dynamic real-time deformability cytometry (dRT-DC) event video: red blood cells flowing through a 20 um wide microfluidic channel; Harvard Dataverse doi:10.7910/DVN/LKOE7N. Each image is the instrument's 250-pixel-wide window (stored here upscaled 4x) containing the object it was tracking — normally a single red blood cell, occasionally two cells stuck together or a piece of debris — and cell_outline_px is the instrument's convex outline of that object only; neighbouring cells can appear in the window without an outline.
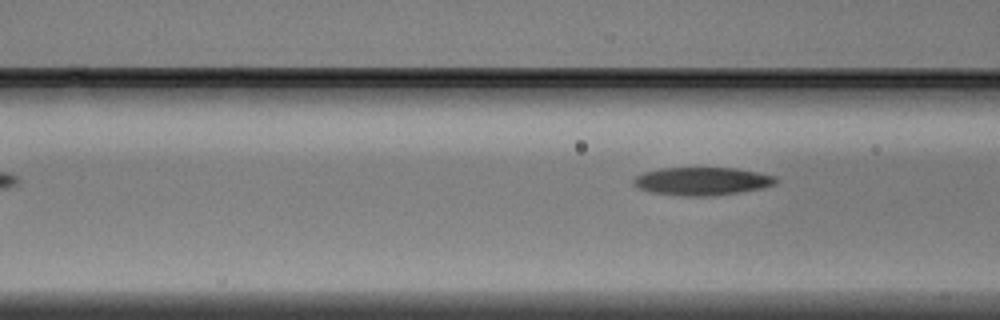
{"species": "Egyptian fruit bat (a non-hibernating species)", "species_latin": "Rousettus aegyptiacus", "temperature_condition": "warm", "stored_images_in_passage": 4, "camera_frame_rate_fps": 3000, "um_per_image_px": 0.085, "animal": {"sex": "male"}, "frame": {"image": 1, "passage_image": 4, "time_ms": 1.0, "image_size_px": [1000, 320], "cell_outline_px": [[780, 180], [776, 184], [764, 188], [740, 192], [712, 196], [684, 196], [652, 192], [636, 188], [632, 184], [632, 180], [636, 176], [644, 172], [660, 168], [736, 168], [776, 176]], "centroid_in_image_um": [59.69, 15.4], "position_along_channel_um": 106.9, "area_um2": 23.47}}